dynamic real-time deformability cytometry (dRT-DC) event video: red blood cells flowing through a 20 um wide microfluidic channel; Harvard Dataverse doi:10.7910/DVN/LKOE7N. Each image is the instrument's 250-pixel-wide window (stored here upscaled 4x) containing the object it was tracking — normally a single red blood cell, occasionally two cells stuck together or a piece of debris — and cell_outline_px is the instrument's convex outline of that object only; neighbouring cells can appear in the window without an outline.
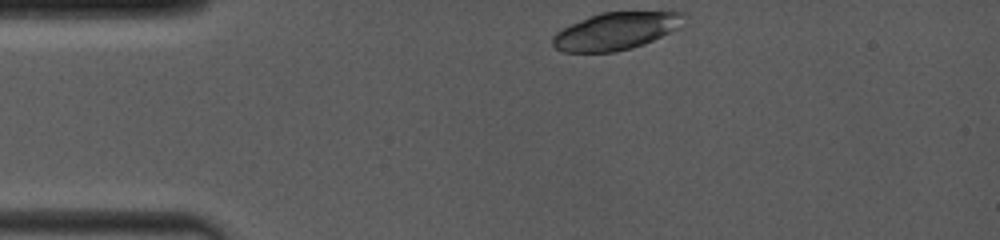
{"species": "common noctule bat (a hibernating species)", "species_latin": "Nyctalus noctula", "temperature_condition": "room temperature", "stored_images_in_passage": 7, "camera_frame_rate_fps": 4000, "um_per_image_px": 0.085, "animal": {"sex": "female", "body_mass_g": 19.0, "forearm_length_mm": 53.3}, "frame": {"image": 1, "passage_image": 1, "time_ms": 0.0, "image_size_px": [1000, 240], "cell_outline_px": [[684, 12], [676, 28], [644, 44], [632, 48], [616, 52], [564, 52], [556, 48], [552, 44], [552, 36], [556, 32], [572, 24], [600, 12]], "centroid_in_image_um": [52.26, 2.66], "position_along_channel_um": 32.7, "area_um2": 27.86}}